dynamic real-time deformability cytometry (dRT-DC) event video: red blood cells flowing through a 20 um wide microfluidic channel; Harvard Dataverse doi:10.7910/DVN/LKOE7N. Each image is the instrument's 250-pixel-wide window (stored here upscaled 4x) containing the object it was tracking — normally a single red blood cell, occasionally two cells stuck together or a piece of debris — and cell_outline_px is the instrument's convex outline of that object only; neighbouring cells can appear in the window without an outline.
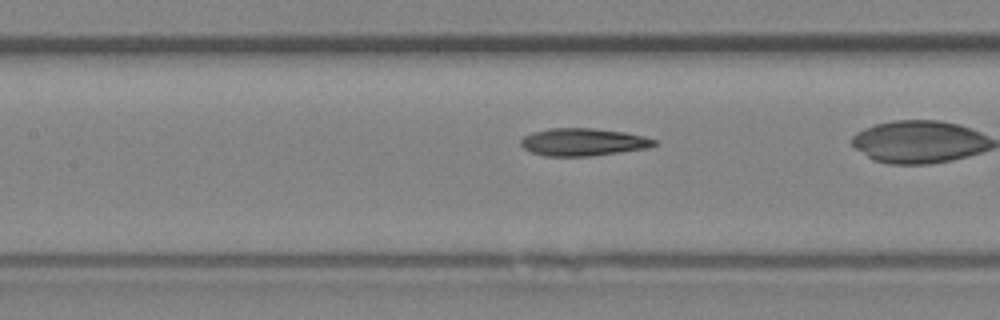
{"species": "Egyptian fruit bat (a non-hibernating species)", "species_latin": "Rousettus aegyptiacus", "temperature_condition": "room temperature", "stored_images_in_passage": 23, "camera_frame_rate_fps": 3000, "um_per_image_px": 0.085, "animal": {"sex": "female"}, "frame": {"image": 1, "passage_image": 10, "time_ms": 3.0, "image_size_px": [1000, 320], "cell_outline_px": [[656, 144], [648, 148], [592, 156], [544, 156], [532, 152], [524, 148], [520, 144], [520, 140], [524, 136], [532, 132], [548, 128], [592, 128], [624, 132], [644, 136], [656, 140]], "centroid_in_image_um": [49.54, 12.07], "position_along_channel_um": 157.9, "area_um2": 21.44}}